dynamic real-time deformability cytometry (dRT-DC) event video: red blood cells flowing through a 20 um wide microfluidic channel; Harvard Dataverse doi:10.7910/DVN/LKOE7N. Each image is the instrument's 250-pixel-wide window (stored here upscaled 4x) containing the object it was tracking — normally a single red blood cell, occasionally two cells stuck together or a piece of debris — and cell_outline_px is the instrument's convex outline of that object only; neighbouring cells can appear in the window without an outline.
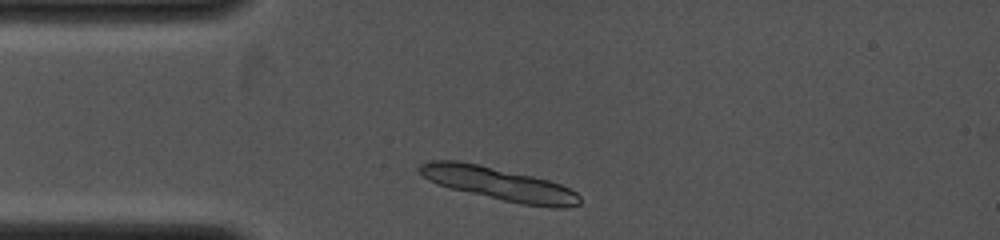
{"species": "common noctule bat (a hibernating species)", "species_latin": "Nyctalus noctula", "temperature_condition": "cold", "stored_images_in_passage": 4, "camera_frame_rate_fps": 4000, "um_per_image_px": 0.085, "animal": {"sex": "female", "body_mass_g": 19.0, "forearm_length_mm": 53.3}, "frame": {"image": 1, "passage_image": 4, "time_ms": 0.5, "image_size_px": [1000, 240], "cell_outline_px": [[580, 204], [564, 208], [552, 208], [524, 204], [504, 200], [452, 188], [436, 184], [428, 180], [416, 168], [420, 164], [428, 160], [456, 160], [480, 164], [532, 176], [548, 180], [560, 184], [576, 192], [580, 196]], "centroid_in_image_um": [42.39, 15.61], "position_along_channel_um": 42.6, "area_um2": 30.52}}